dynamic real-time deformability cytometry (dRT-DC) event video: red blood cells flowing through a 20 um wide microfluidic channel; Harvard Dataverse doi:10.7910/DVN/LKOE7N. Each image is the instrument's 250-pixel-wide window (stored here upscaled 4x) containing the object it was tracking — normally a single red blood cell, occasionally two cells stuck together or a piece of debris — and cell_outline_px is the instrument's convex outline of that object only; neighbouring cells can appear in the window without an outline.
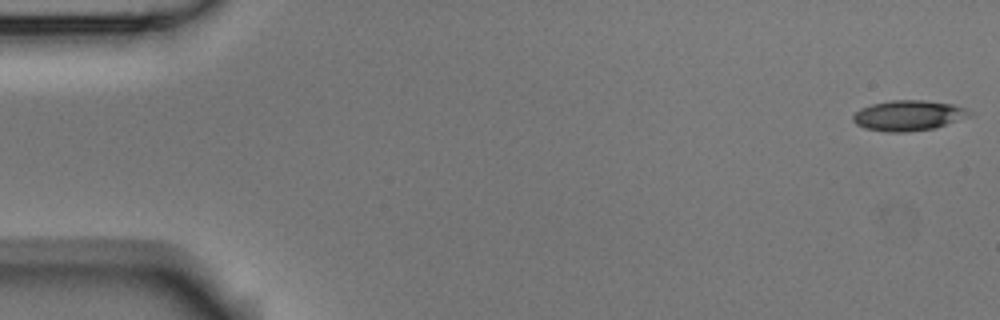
{"species": "Egyptian fruit bat (a non-hibernating species)", "species_latin": "Rousettus aegyptiacus", "temperature_condition": "room temperature", "stored_images_in_passage": 9, "camera_frame_rate_fps": 3000, "um_per_image_px": 0.085, "animal": {"sex": "male"}, "frame": {"image": 1, "passage_image": 1, "time_ms": 0.0, "image_size_px": [1000, 320], "cell_outline_px": [[972, 116], [936, 128], [904, 132], [888, 132], [864, 128], [856, 124], [852, 120], [852, 116], [860, 108], [872, 104], [892, 100], [924, 100], [952, 104], [964, 108], [972, 112]], "centroid_in_image_um": [77.22, 9.82], "position_along_channel_um": 7.8, "area_um2": 20.69}}
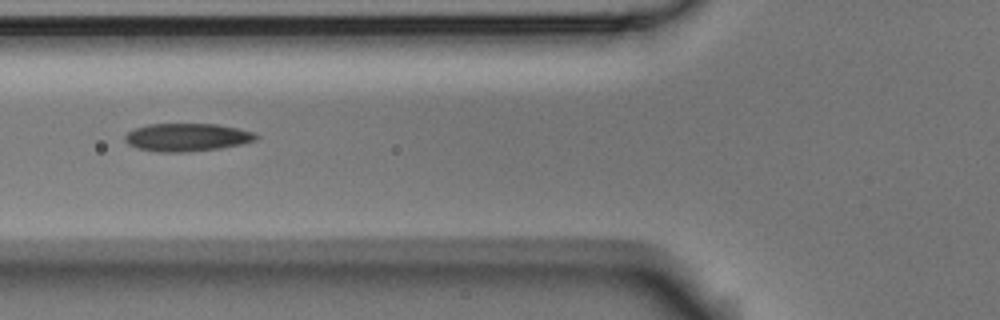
{"frame": {"image": 2, "passage_image": 6, "time_ms": 1.667, "image_size_px": [1000, 320], "cell_outline_px": [[260, 136], [256, 140], [240, 144], [220, 148], [188, 152], [156, 152], [136, 148], [128, 144], [124, 140], [124, 136], [128, 132], [136, 128], [148, 124], [216, 124], [256, 132]], "centroid_in_image_um": [15.89, 11.67], "position_along_channel_um": 109.9, "area_um2": 21.44}}
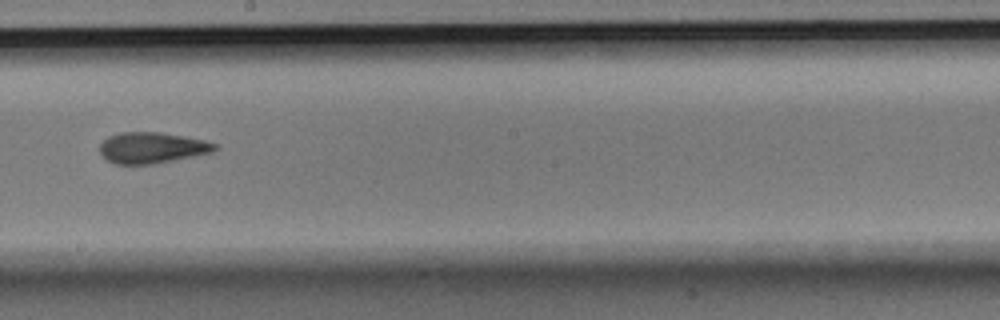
{"frame": {"image": 3, "passage_image": 9, "time_ms": 2.667, "image_size_px": [1000, 320], "cell_outline_px": [[220, 148], [212, 152], [196, 156], [152, 164], [116, 164], [108, 160], [100, 152], [100, 144], [108, 136], [120, 132], [160, 132], [184, 136], [204, 140], [220, 144]], "centroid_in_image_um": [12.97, 12.55], "position_along_channel_um": 235.2, "area_um2": 20.92}}